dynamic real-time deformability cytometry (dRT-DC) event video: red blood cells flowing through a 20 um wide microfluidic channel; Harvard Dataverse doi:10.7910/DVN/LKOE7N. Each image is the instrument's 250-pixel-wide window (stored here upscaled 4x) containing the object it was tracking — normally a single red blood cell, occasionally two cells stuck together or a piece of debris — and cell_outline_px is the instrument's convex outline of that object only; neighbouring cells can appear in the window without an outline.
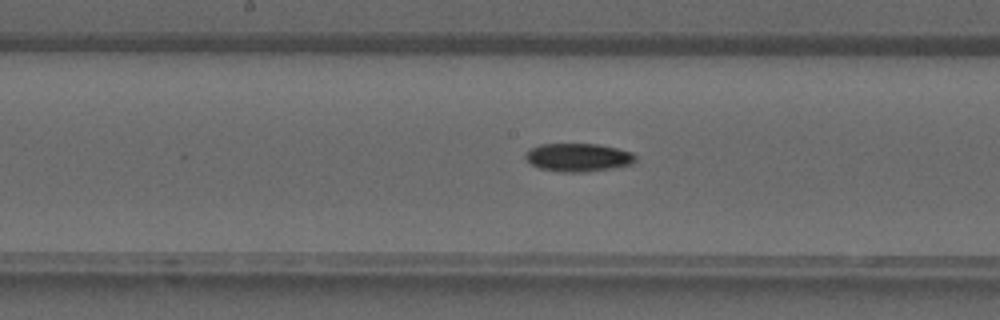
{"species": "common noctule bat (a hibernating species)", "species_latin": "Nyctalus noctula", "temperature_condition": "warm", "stored_images_in_passage": 31, "camera_frame_rate_fps": 3000, "um_per_image_px": 0.085, "animal": {"sex": "male", "forearm_length_mm": 52.5}, "frame": {"image": 1, "passage_image": 12, "time_ms": 3.667, "image_size_px": [1000, 320], "cell_outline_px": [[636, 160], [632, 164], [612, 168], [584, 172], [564, 172], [540, 168], [532, 164], [524, 156], [524, 152], [540, 144], [596, 144], [616, 148], [632, 152], [636, 156]], "centroid_in_image_um": [49.15, 13.37], "position_along_channel_um": 199.0, "area_um2": 17.98}}
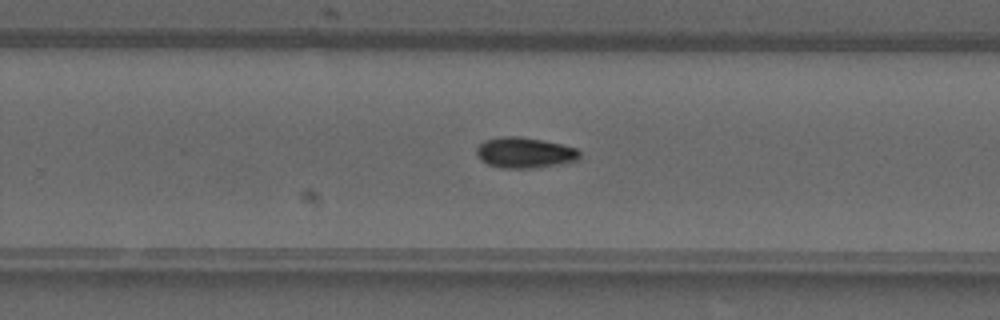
{"frame": {"image": 2, "passage_image": 17, "time_ms": 5.333, "image_size_px": [1000, 320], "cell_outline_px": [[580, 160], [532, 168], [500, 168], [488, 164], [480, 160], [476, 152], [476, 148], [484, 140], [500, 136], [520, 136], [544, 140], [576, 148], [580, 152]], "centroid_in_image_um": [44.57, 12.97], "position_along_channel_um": 285.2, "area_um2": 18.5}}
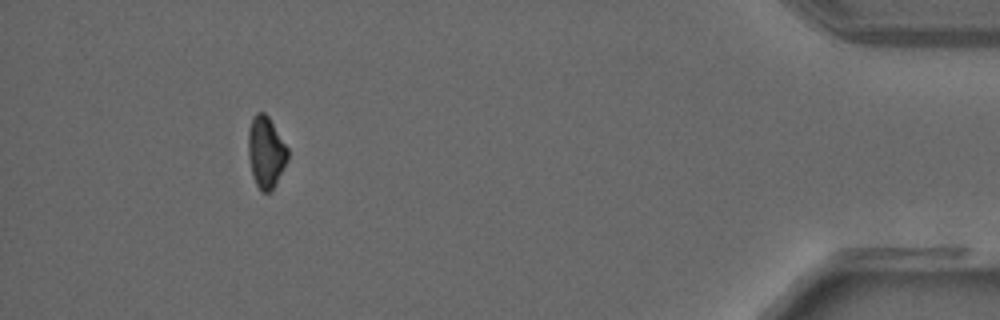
{"frame": {"image": 3, "passage_image": 28, "time_ms": 9.0, "image_size_px": [1000, 320], "cell_outline_px": [[288, 160], [276, 184], [268, 192], [260, 192], [252, 176], [248, 156], [248, 128], [252, 116], [256, 112], [264, 112], [268, 116], [288, 148]], "centroid_in_image_um": [22.59, 12.92], "position_along_channel_um": 412.6, "area_um2": 16.65}}